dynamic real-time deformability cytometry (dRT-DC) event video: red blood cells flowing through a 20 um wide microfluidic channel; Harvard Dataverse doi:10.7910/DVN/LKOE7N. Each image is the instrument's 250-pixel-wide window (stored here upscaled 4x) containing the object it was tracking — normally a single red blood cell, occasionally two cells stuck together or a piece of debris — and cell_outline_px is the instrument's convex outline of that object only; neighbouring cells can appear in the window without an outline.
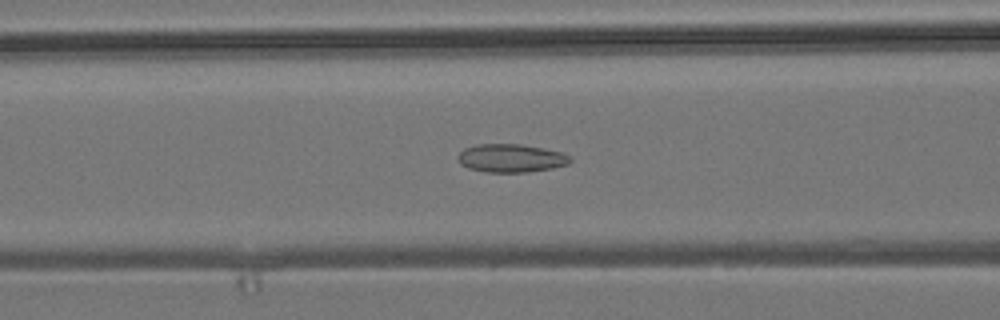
{"species": "common noctule bat (a hibernating species)", "species_latin": "Nyctalus noctula", "temperature_condition": "room temperature", "stored_images_in_passage": 54, "camera_frame_rate_fps": 3000, "um_per_image_px": 0.085, "animal": {"sex": "male", "body_mass_g": 19.2, "forearm_length_mm": 51.8}, "frame": {"image": 1, "passage_image": 22, "time_ms": 7.0, "image_size_px": [1000, 320], "cell_outline_px": [[572, 160], [568, 164], [552, 168], [528, 172], [484, 172], [468, 168], [460, 164], [456, 156], [464, 148], [476, 144], [520, 144], [544, 148], [560, 152], [568, 156]], "centroid_in_image_um": [43.39, 13.44], "position_along_channel_um": 123.2, "area_um2": 18.55}}
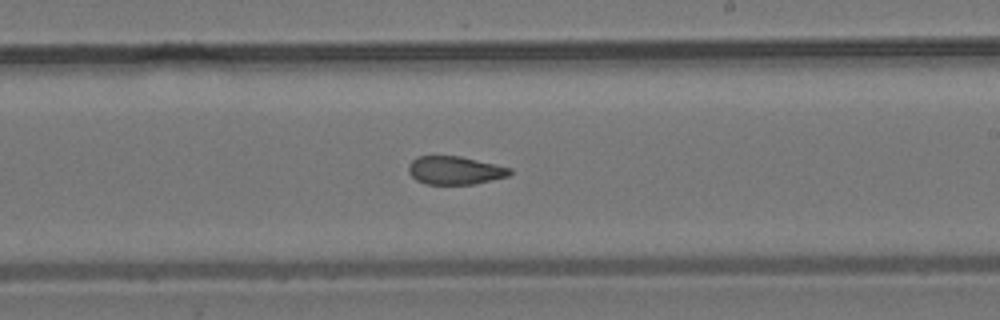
{"frame": {"image": 2, "passage_image": 32, "time_ms": 10.333, "image_size_px": [1000, 320], "cell_outline_px": [[512, 172], [508, 176], [476, 184], [424, 184], [416, 180], [408, 172], [408, 164], [416, 156], [460, 156], [496, 164], [512, 168]], "centroid_in_image_um": [38.66, 14.48], "position_along_channel_um": 250.3, "area_um2": 16.82}}
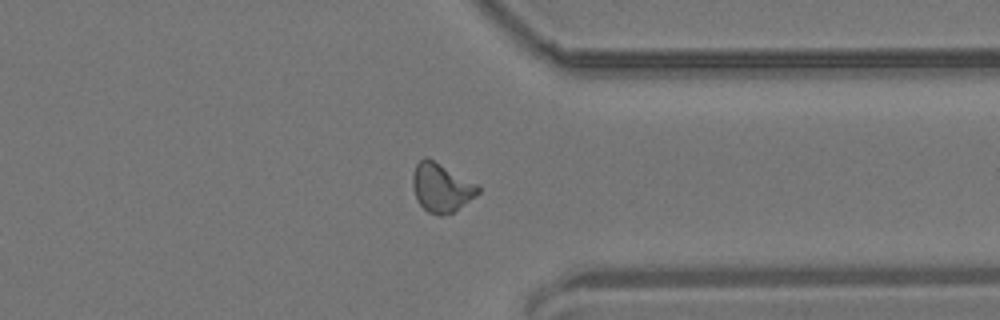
{"frame": {"image": 3, "passage_image": 42, "time_ms": 13.667, "image_size_px": [1000, 320], "cell_outline_px": [[480, 192], [476, 196], [452, 212], [440, 216], [428, 212], [416, 200], [412, 184], [412, 176], [416, 164], [424, 156], [428, 156], [476, 184], [480, 188]], "centroid_in_image_um": [37.48, 15.93], "position_along_channel_um": 373.9, "area_um2": 18.5}, "authors_computed_cell_mechanics": {"area_um2": 17.918, "velocity_mm_per_s": 3.8209, "shape_relaxation_time_tau1_ms": null, "shape_relaxation_time_tau2_ms": 1.62, "deformation_change_tau1": null, "deformation_change_tau2": 0.0814}}